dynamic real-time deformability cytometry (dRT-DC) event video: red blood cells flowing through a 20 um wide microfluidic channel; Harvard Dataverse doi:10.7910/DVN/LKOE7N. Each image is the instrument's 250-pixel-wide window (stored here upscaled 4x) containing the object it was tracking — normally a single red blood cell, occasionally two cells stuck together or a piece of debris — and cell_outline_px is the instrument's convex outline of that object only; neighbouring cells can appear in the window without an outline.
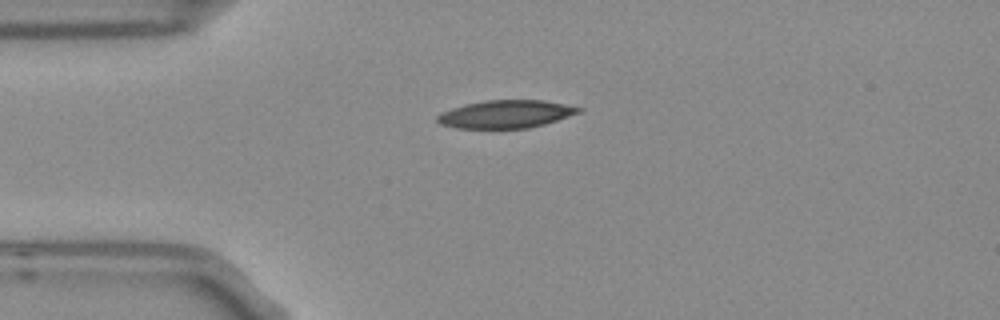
{"species": "Egyptian fruit bat (a non-hibernating species)", "species_latin": "Rousettus aegyptiacus", "temperature_condition": "room temperature", "stored_images_in_passage": 2, "camera_frame_rate_fps": 3000, "um_per_image_px": 0.085, "frame": {"image": 1, "passage_image": 2, "time_ms": 0.333, "image_size_px": [1000, 320], "cell_outline_px": [[584, 108], [580, 112], [544, 124], [528, 128], [460, 128], [440, 124], [436, 120], [436, 116], [440, 112], [464, 104], [484, 100], [544, 100]], "centroid_in_image_um": [42.96, 9.69], "position_along_channel_um": 42.0, "area_um2": 22.89}}